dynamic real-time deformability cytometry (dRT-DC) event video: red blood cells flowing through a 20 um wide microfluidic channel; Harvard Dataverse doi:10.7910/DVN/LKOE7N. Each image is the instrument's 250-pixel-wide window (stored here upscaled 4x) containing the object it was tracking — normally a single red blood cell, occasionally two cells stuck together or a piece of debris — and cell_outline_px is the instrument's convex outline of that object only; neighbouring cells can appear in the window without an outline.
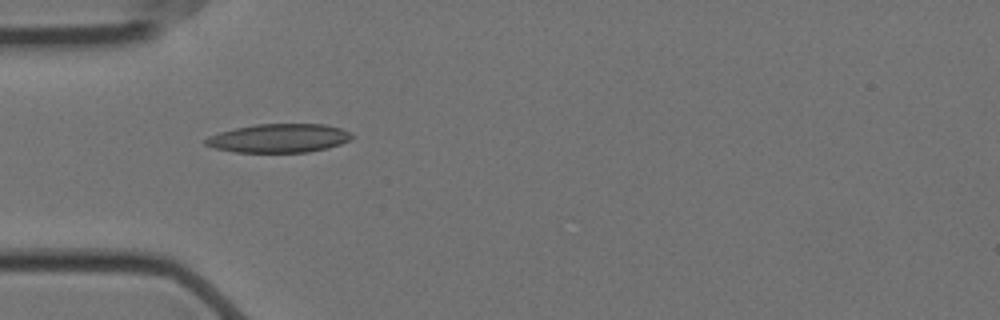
{"species": "Egyptian fruit bat (a non-hibernating species)", "species_latin": "Rousettus aegyptiacus", "temperature_condition": "cold", "stored_images_in_passage": 4, "camera_frame_rate_fps": 3000, "um_per_image_px": 0.085, "animal": {"sex": "female"}, "frame": {"image": 1, "passage_image": 1, "time_ms": 0.0, "image_size_px": [1000, 320], "cell_outline_px": [[356, 136], [352, 140], [328, 148], [308, 152], [236, 152], [212, 148], [204, 144], [204, 140], [208, 136], [220, 132], [236, 128], [256, 124], [324, 124], [340, 128], [352, 132]], "centroid_in_image_um": [23.75, 11.75], "position_along_channel_um": 61.3, "area_um2": 24.68}}
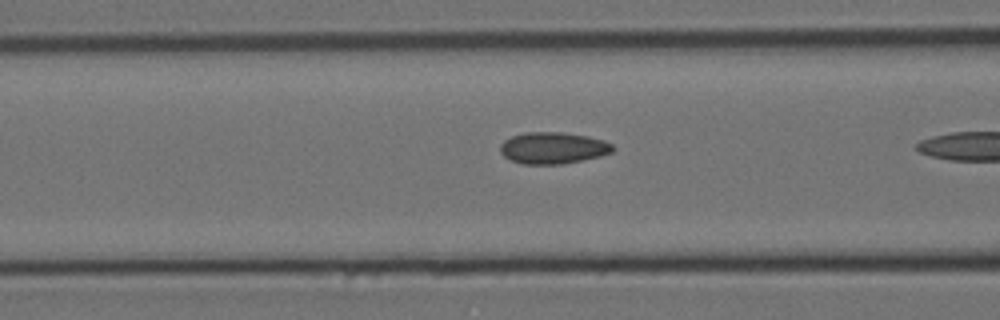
{"frame": {"image": 2, "passage_image": 3, "time_ms": 0.667, "image_size_px": [1000, 320], "cell_outline_px": [[616, 148], [612, 152], [600, 156], [564, 164], [524, 164], [508, 160], [500, 152], [500, 144], [504, 140], [512, 136], [524, 132], [560, 132], [588, 136], [604, 140], [612, 144]], "centroid_in_image_um": [47.0, 12.58], "position_along_channel_um": 119.6, "area_um2": 20.92}}